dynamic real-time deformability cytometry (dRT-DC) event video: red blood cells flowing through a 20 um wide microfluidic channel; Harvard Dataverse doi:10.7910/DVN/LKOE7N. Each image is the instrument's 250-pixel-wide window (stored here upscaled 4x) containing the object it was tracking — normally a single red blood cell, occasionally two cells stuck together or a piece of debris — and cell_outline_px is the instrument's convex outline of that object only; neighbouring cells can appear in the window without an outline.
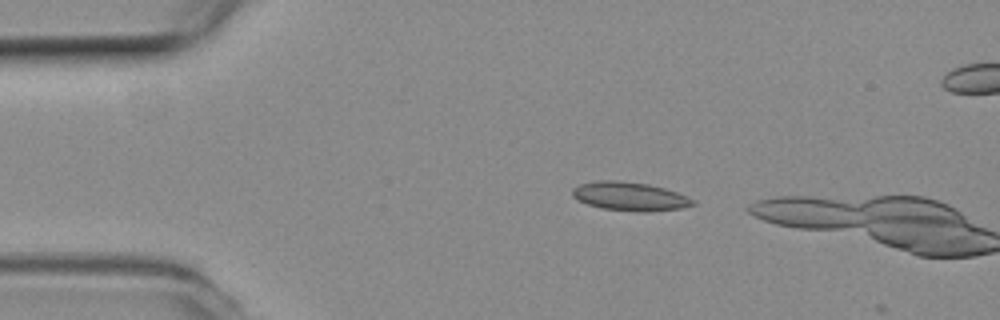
{"species": "common noctule bat (a hibernating species)", "species_latin": "Nyctalus noctula", "temperature_condition": "room temperature", "stored_images_in_passage": 2, "camera_frame_rate_fps": 3000, "um_per_image_px": 0.085, "animal": {"sex": "female", "body_mass_g": 19.3, "forearm_length_mm": 54.1}, "frame": {"image": 1, "passage_image": 1, "time_ms": 0.0, "image_size_px": [1000, 320], "cell_outline_px": [[696, 204], [680, 208], [648, 212], [636, 212], [604, 208], [588, 204], [572, 196], [572, 188], [580, 184], [596, 180], [616, 180], [648, 184], [664, 188], [688, 196], [696, 200]], "centroid_in_image_um": [53.56, 16.69], "position_along_channel_um": 31.4, "area_um2": 20.11}}